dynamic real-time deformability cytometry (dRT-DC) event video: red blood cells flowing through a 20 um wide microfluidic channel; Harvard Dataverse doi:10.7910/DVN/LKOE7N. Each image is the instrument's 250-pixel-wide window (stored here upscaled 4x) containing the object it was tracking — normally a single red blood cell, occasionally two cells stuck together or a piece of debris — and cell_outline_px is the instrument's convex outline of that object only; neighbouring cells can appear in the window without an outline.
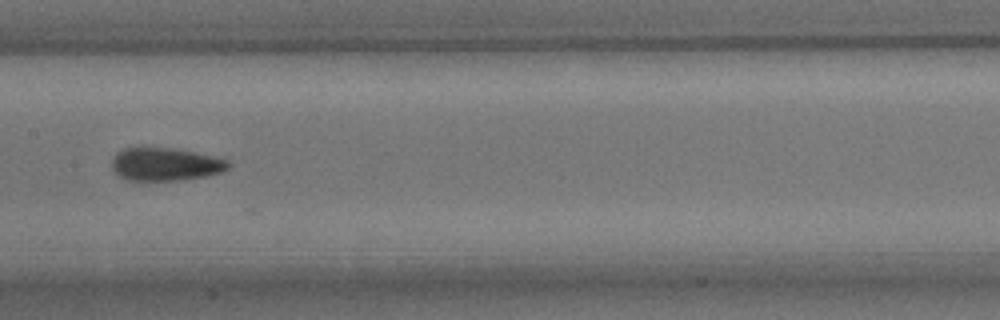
{"species": "common noctule bat (a hibernating species)", "species_latin": "Nyctalus noctula", "temperature_condition": "room temperature", "stored_images_in_passage": 9, "camera_frame_rate_fps": 3000, "um_per_image_px": 0.085, "animal": {"sex": "male", "body_mass_g": 15.6}, "frame": {"image": 1, "passage_image": 7, "time_ms": 7.0, "image_size_px": [1000, 320], "cell_outline_px": [[232, 164], [224, 172], [184, 180], [124, 180], [112, 168], [112, 156], [116, 152], [124, 148], [140, 144], [168, 148], [192, 152], [228, 160]], "centroid_in_image_um": [13.99, 13.93], "position_along_channel_um": 193.4, "area_um2": 22.89}}
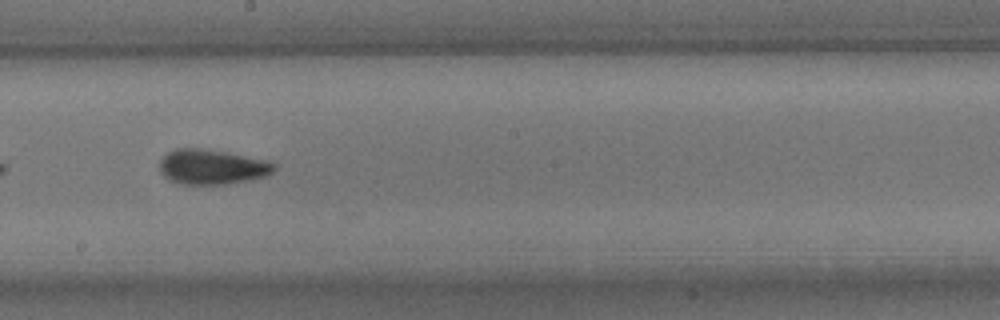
{"frame": {"image": 2, "passage_image": 8, "time_ms": 8.0, "image_size_px": [1000, 320], "cell_outline_px": [[276, 168], [272, 172], [264, 176], [224, 184], [180, 184], [168, 180], [160, 172], [160, 160], [168, 152], [176, 148], [200, 148], [224, 152], [264, 160], [276, 164]], "centroid_in_image_um": [17.95, 14.18], "position_along_channel_um": 230.2, "area_um2": 22.95}}
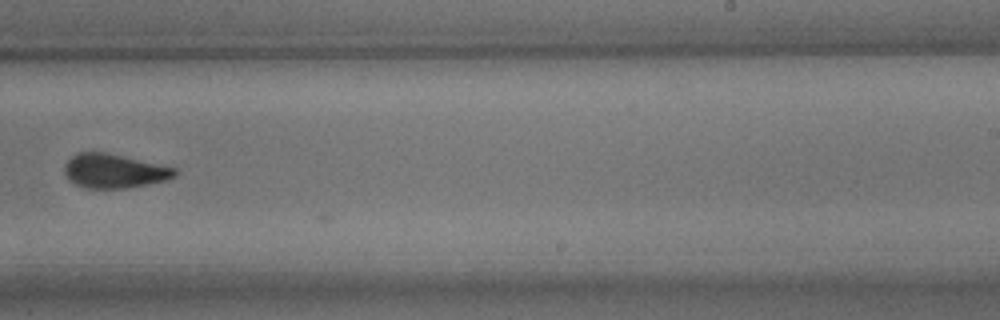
{"frame": {"image": 3, "passage_image": 9, "time_ms": 9.333, "image_size_px": [1000, 320], "cell_outline_px": [[176, 176], [168, 180], [128, 188], [88, 188], [76, 184], [68, 180], [64, 172], [64, 164], [72, 156], [80, 152], [104, 152], [176, 168]], "centroid_in_image_um": [9.69, 14.54], "position_along_channel_um": 279.3, "area_um2": 21.79}}